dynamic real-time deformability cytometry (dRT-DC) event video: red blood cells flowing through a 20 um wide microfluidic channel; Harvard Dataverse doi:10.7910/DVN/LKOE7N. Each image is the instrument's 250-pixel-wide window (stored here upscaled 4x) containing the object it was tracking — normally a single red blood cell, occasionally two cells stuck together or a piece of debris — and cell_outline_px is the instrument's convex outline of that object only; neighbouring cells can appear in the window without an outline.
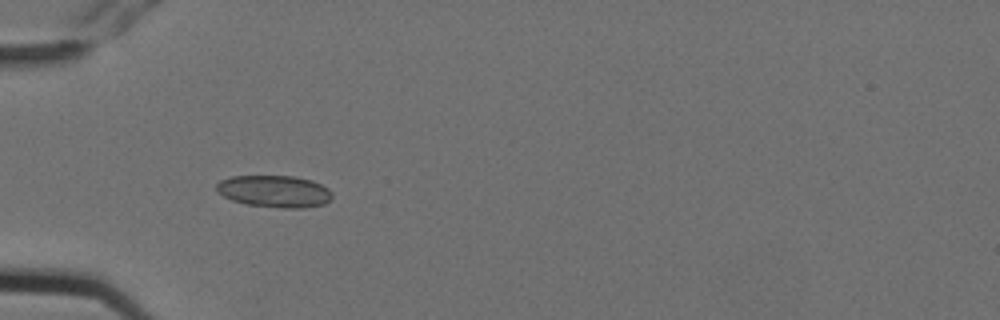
{"species": "Egyptian fruit bat (a non-hibernating species)", "species_latin": "Rousettus aegyptiacus", "temperature_condition": "cold", "stored_images_in_passage": 6, "camera_frame_rate_fps": 3000, "um_per_image_px": 0.085, "animal": {"sex": "female"}, "frame": {"image": 1, "passage_image": 5, "time_ms": 1.333, "image_size_px": [1000, 320], "cell_outline_px": [[332, 196], [324, 204], [304, 208], [284, 208], [248, 204], [232, 200], [224, 196], [216, 188], [216, 184], [220, 180], [232, 176], [292, 176], [312, 180], [328, 188], [332, 192]], "centroid_in_image_um": [23.34, 16.26], "position_along_channel_um": 61.7, "area_um2": 21.39}}
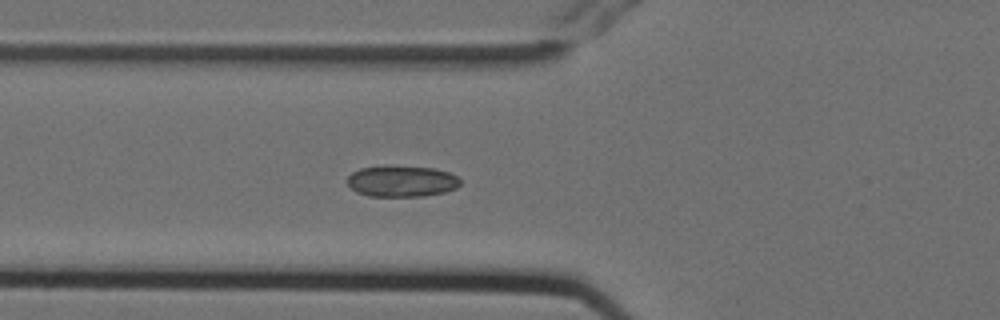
{"frame": {"image": 2, "passage_image": 6, "time_ms": 1.667, "image_size_px": [1000, 320], "cell_outline_px": [[460, 184], [456, 188], [444, 192], [424, 196], [368, 196], [356, 192], [348, 184], [348, 176], [352, 172], [360, 168], [384, 164], [388, 164], [432, 168], [448, 172], [456, 176], [460, 180]], "centroid_in_image_um": [34.11, 15.38], "position_along_channel_um": 91.7, "area_um2": 20.87}}